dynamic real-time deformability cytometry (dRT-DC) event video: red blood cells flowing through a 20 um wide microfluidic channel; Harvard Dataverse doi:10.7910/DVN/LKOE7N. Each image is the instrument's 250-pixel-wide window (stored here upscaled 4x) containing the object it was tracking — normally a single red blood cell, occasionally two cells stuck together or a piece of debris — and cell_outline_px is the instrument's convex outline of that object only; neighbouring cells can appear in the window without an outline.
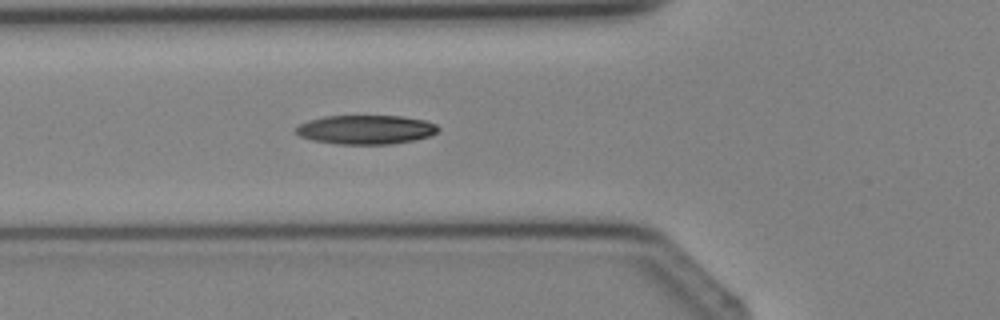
{"species": "Egyptian fruit bat (a non-hibernating species)", "species_latin": "Rousettus aegyptiacus", "temperature_condition": "cold", "stored_images_in_passage": 5, "camera_frame_rate_fps": 3000, "um_per_image_px": 0.085, "animal": {"sex": "female"}, "frame": {"image": 1, "passage_image": 5, "time_ms": 4.667, "image_size_px": [1000, 320], "cell_outline_px": [[440, 128], [436, 132], [428, 136], [412, 140], [392, 144], [336, 144], [312, 140], [300, 136], [292, 132], [292, 128], [308, 120], [324, 116], [400, 116], [424, 120], [436, 124]], "centroid_in_image_um": [31.02, 11.02], "position_along_channel_um": 94.8, "area_um2": 24.22}}